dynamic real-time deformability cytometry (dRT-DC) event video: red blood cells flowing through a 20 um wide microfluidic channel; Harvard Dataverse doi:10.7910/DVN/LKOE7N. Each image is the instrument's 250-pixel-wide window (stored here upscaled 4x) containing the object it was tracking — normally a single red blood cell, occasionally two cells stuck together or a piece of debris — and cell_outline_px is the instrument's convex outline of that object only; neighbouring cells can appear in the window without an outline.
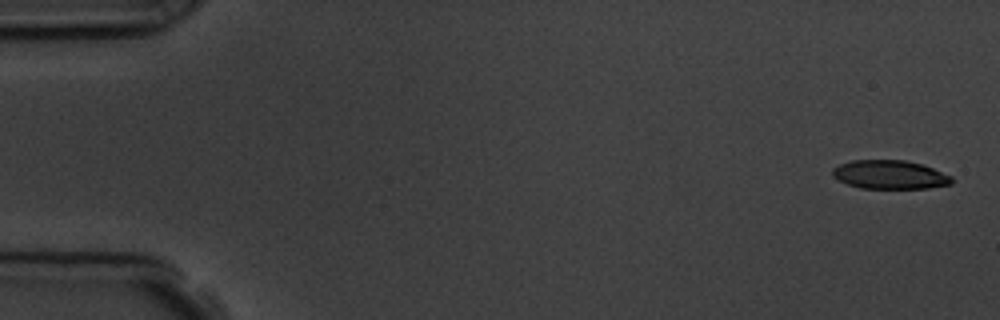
{"species": "common noctule bat (a hibernating species)", "species_latin": "Nyctalus noctula", "temperature_condition": "room temperature", "stored_images_in_passage": 3, "camera_frame_rate_fps": 3000, "um_per_image_px": 0.085, "animal": {"sex": "male", "body_mass_g": 19.5, "forearm_length_mm": 54.6}, "frame": {"image": 1, "passage_image": 1, "time_ms": 0.0, "image_size_px": [1000, 320], "cell_outline_px": [[952, 184], [928, 188], [860, 188], [848, 184], [832, 176], [832, 168], [840, 164], [852, 160], [904, 160], [920, 164], [932, 168], [952, 176]], "centroid_in_image_um": [75.62, 14.84], "position_along_channel_um": 9.4, "area_um2": 19.83}}